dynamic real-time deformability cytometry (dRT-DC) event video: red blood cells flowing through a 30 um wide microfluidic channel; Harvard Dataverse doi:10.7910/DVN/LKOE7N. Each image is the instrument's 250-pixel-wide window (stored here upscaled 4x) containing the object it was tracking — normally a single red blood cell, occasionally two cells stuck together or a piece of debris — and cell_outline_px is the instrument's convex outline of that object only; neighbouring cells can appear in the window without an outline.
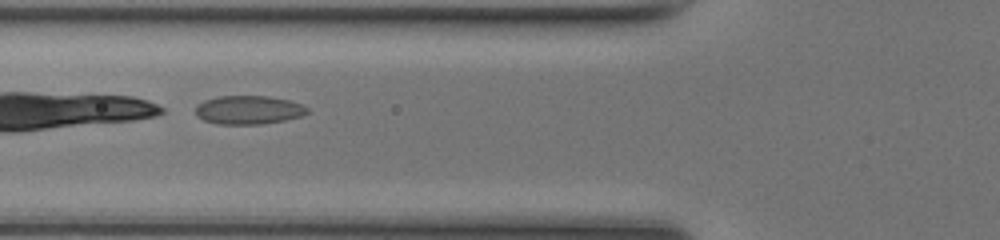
{"species": "common noctule bat (a hibernating species)", "species_latin": "Nyctalus noctula", "temperature_condition": "room temperature", "stored_images_in_passage": 30, "camera_frame_rate_fps": 3000, "um_per_image_px": 0.085, "animal": {"sex": "female", "body_mass_g": 17.0, "forearm_length_mm": 48.0}, "frame": {"image": 1, "passage_image": 5, "time_ms": 1.333, "image_size_px": [1000, 240], "cell_outline_px": [[312, 112], [300, 116], [284, 120], [260, 124], [216, 124], [204, 120], [196, 116], [196, 104], [204, 100], [216, 96], [268, 96], [288, 100], [304, 104]], "centroid_in_image_um": [21.13, 9.34], "position_along_channel_um": 104.7, "area_um2": 18.84}}
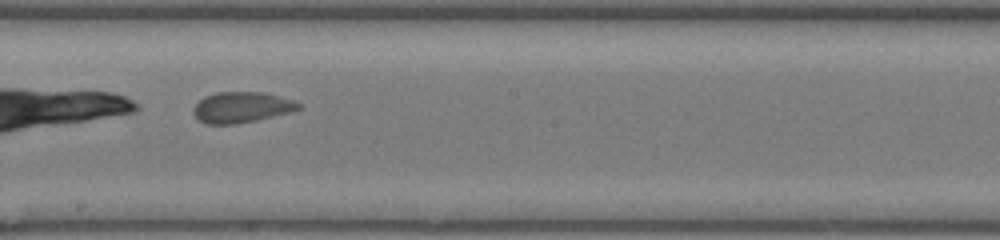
{"frame": {"image": 2, "passage_image": 14, "time_ms": 4.333, "image_size_px": [1000, 240], "cell_outline_px": [[300, 108], [292, 112], [256, 120], [232, 124], [204, 124], [192, 112], [192, 108], [204, 96], [216, 92], [264, 92], [292, 100], [300, 104]], "centroid_in_image_um": [20.51, 9.12], "position_along_channel_um": 227.7, "area_um2": 18.79}}
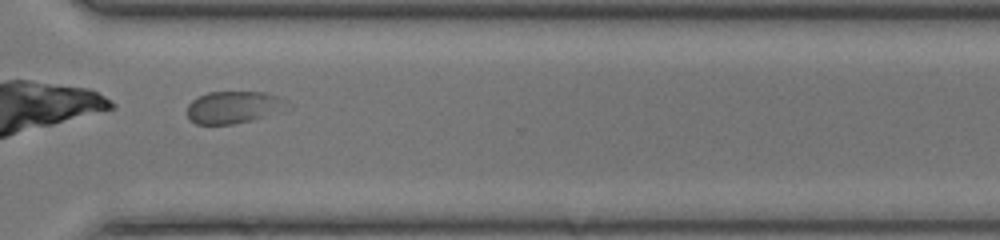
{"frame": {"image": 3, "passage_image": 23, "time_ms": 7.333, "image_size_px": [1000, 240], "cell_outline_px": [[292, 108], [252, 120], [232, 124], [196, 124], [188, 116], [188, 104], [192, 100], [208, 92], [264, 92], [276, 96], [292, 104]], "centroid_in_image_um": [19.91, 9.11], "position_along_channel_um": 350.7, "area_um2": 18.79}, "authors_computed_cell_mechanics": {"area_um2": 18.8139, "velocity_mm_per_s": 4.0939, "shape_relaxation_time_tau1_ms": 0.188, "shape_relaxation_time_tau2_ms": 1.5206, "deformation_change_tau1": 0.26, "deformation_change_tau2": 0.0441}}